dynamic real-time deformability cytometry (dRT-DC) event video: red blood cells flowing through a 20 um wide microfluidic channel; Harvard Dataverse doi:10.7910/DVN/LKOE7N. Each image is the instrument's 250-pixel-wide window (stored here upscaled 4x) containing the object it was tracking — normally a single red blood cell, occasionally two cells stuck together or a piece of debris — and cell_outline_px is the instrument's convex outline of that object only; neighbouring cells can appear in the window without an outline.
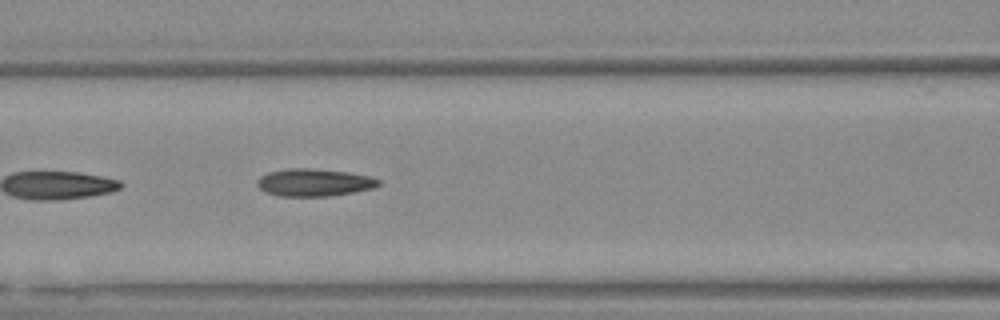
{"species": "Egyptian fruit bat (a non-hibernating species)", "species_latin": "Rousettus aegyptiacus", "temperature_condition": "warm", "stored_images_in_passage": 32, "segment_of_instrument_passage": [2, 2], "camera_frame_rate_fps": 3000, "um_per_image_px": 0.085, "animal": {"sex": "female"}, "frame": {"image": 1, "passage_image": 23, "time_ms": 7.333, "image_size_px": [1000, 320], "cell_outline_px": [[380, 184], [372, 188], [352, 192], [328, 196], [276, 196], [264, 192], [256, 184], [256, 180], [260, 176], [268, 172], [288, 168], [308, 168], [348, 172], [368, 176], [380, 180]], "centroid_in_image_um": [26.63, 15.51], "position_along_channel_um": 140.0, "area_um2": 19.42}}
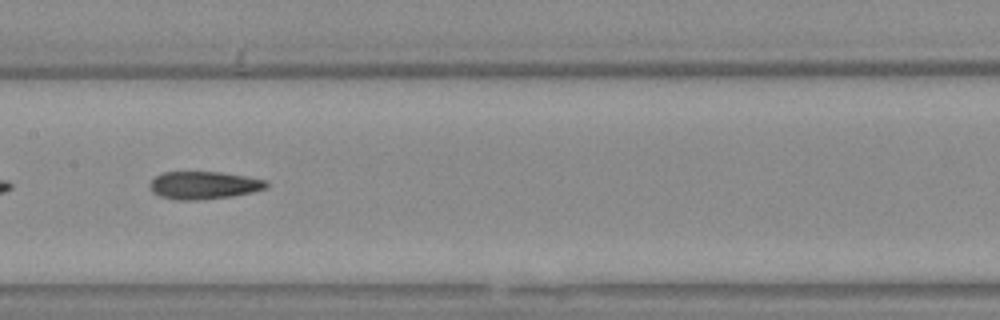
{"frame": {"image": 2, "passage_image": 27, "time_ms": 8.667, "image_size_px": [1000, 320], "cell_outline_px": [[268, 188], [252, 192], [232, 196], [188, 200], [180, 200], [160, 196], [152, 192], [148, 184], [156, 176], [164, 172], [220, 172], [244, 176], [264, 180], [268, 184]], "centroid_in_image_um": [17.3, 15.74], "position_along_channel_um": 190.1, "area_um2": 18.55}}